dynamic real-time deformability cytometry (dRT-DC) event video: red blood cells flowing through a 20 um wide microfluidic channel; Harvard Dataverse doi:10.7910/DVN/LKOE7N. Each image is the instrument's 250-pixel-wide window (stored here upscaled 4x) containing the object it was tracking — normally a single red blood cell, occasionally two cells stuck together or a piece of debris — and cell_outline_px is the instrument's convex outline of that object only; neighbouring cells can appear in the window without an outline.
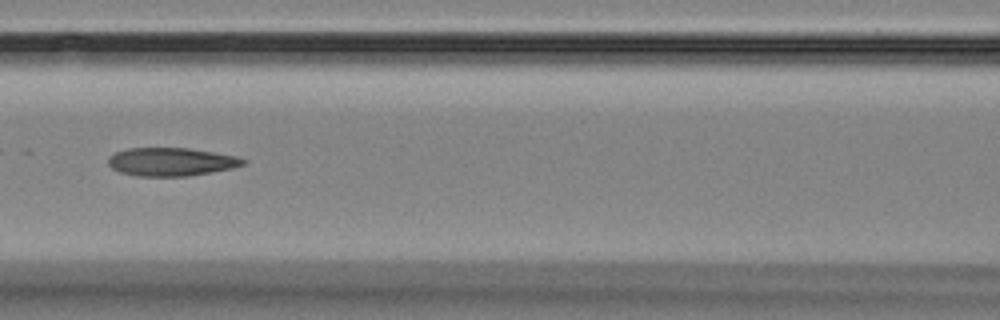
{"species": "Egyptian fruit bat (a non-hibernating species)", "species_latin": "Rousettus aegyptiacus", "temperature_condition": "room temperature", "stored_images_in_passage": 5, "camera_frame_rate_fps": 3000, "um_per_image_px": 0.085, "animal": {"sex": "female"}, "frame": {"image": 1, "passage_image": 3, "time_ms": 2.333, "image_size_px": [1000, 320], "cell_outline_px": [[248, 160], [244, 164], [232, 168], [212, 172], [188, 176], [136, 176], [120, 172], [112, 168], [108, 164], [108, 160], [116, 152], [128, 148], [188, 148], [236, 156]], "centroid_in_image_um": [14.56, 13.76], "position_along_channel_um": 152.0, "area_um2": 22.08}}
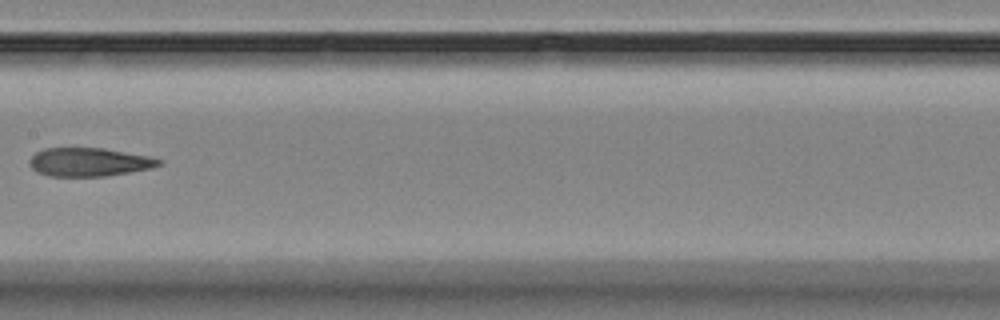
{"frame": {"image": 2, "passage_image": 4, "time_ms": 3.667, "image_size_px": [1000, 320], "cell_outline_px": [[160, 164], [152, 168], [104, 176], [48, 176], [36, 172], [28, 164], [28, 160], [36, 152], [44, 148], [104, 148], [148, 156], [160, 160]], "centroid_in_image_um": [7.5, 13.77], "position_along_channel_um": 199.9, "area_um2": 21.39}}
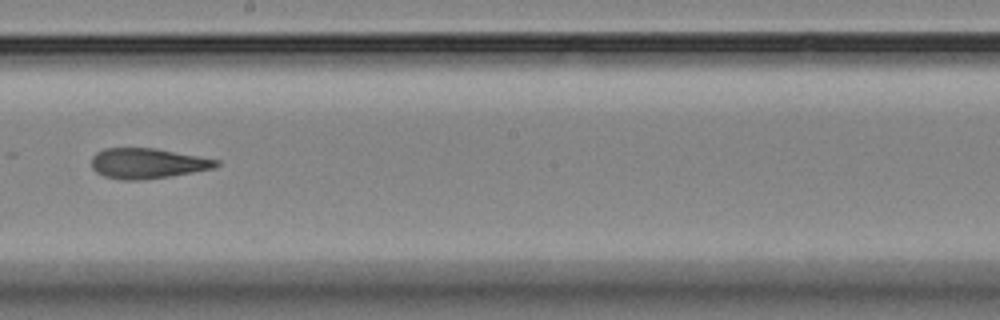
{"frame": {"image": 3, "passage_image": 5, "time_ms": 4.667, "image_size_px": [1000, 320], "cell_outline_px": [[220, 164], [216, 168], [168, 176], [140, 180], [124, 180], [104, 176], [96, 172], [92, 168], [92, 156], [96, 152], [104, 148], [156, 148], [220, 160]], "centroid_in_image_um": [12.54, 13.88], "position_along_channel_um": 235.7, "area_um2": 22.02}}